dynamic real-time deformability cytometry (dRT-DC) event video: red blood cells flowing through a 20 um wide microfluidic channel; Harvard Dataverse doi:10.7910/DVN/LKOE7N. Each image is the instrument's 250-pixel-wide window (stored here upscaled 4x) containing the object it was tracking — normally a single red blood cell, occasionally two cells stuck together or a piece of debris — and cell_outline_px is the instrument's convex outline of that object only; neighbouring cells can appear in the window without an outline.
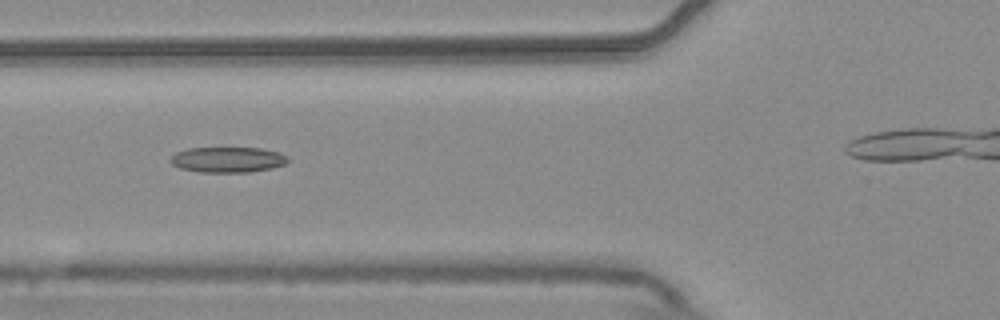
{"species": "common noctule bat (a hibernating species)", "species_latin": "Nyctalus noctula", "temperature_condition": "warm", "stored_images_in_passage": 8, "camera_frame_rate_fps": 3000, "um_per_image_px": 0.085, "animal": {"sex": "male", "body_mass_g": 20.4}, "frame": {"image": 1, "passage_image": 6, "time_ms": 1.667, "image_size_px": [1000, 320], "cell_outline_px": [[292, 160], [284, 164], [272, 168], [248, 172], [200, 172], [180, 168], [172, 164], [168, 160], [176, 152], [188, 148], [260, 148], [280, 152], [288, 156]], "centroid_in_image_um": [19.38, 13.57], "position_along_channel_um": 106.4, "area_um2": 17.57}}
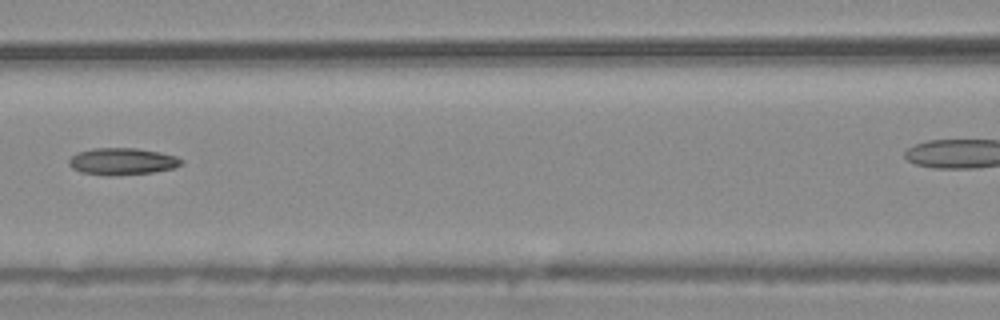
{"frame": {"image": 2, "passage_image": 7, "time_ms": 2.0, "image_size_px": [1000, 320], "cell_outline_px": [[184, 160], [176, 168], [152, 172], [108, 176], [80, 172], [72, 168], [68, 164], [68, 160], [72, 156], [80, 152], [92, 148], [136, 148], [160, 152], [176, 156]], "centroid_in_image_um": [10.39, 13.72], "position_along_channel_um": 156.2, "area_um2": 17.63}}